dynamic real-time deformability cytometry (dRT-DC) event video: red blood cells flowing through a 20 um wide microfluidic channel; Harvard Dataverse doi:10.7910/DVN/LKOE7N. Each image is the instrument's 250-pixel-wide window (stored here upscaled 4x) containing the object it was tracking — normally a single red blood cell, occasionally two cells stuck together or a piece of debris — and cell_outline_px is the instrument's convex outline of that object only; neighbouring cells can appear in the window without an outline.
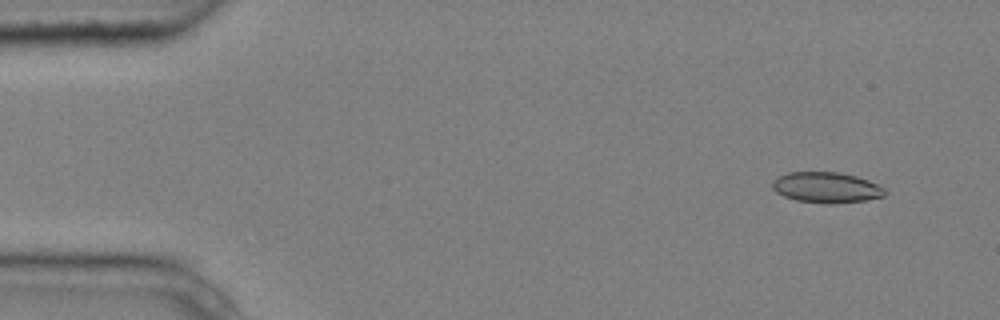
{"species": "common noctule bat (a hibernating species)", "species_latin": "Nyctalus noctula", "temperature_condition": "cold", "stored_images_in_passage": 4, "camera_frame_rate_fps": 3000, "um_per_image_px": 0.085, "animal": {"sex": "male", "body_mass_g": 20.4}, "frame": {"image": 1, "passage_image": 1, "time_ms": 0.0, "image_size_px": [1000, 320], "cell_outline_px": [[888, 192], [884, 196], [868, 200], [832, 204], [824, 204], [796, 200], [784, 196], [776, 192], [772, 188], [772, 180], [776, 176], [788, 172], [840, 172], [856, 176], [868, 180], [884, 188]], "centroid_in_image_um": [70.23, 15.94], "position_along_channel_um": 14.8, "area_um2": 20.4}}
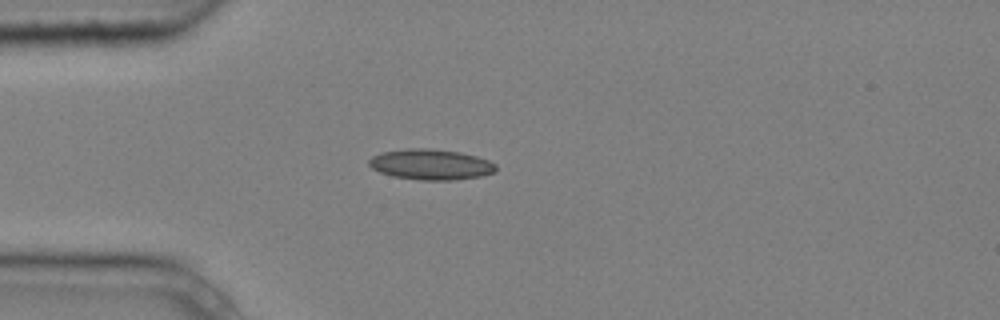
{"frame": {"image": 2, "passage_image": 4, "time_ms": 1.0, "image_size_px": [1000, 320], "cell_outline_px": [[496, 172], [480, 176], [456, 180], [420, 180], [392, 176], [380, 172], [372, 168], [368, 164], [368, 160], [372, 156], [384, 152], [408, 148], [428, 148], [460, 152], [476, 156], [488, 160], [496, 164]], "centroid_in_image_um": [36.63, 13.98], "position_along_channel_um": 48.4, "area_um2": 22.66}}